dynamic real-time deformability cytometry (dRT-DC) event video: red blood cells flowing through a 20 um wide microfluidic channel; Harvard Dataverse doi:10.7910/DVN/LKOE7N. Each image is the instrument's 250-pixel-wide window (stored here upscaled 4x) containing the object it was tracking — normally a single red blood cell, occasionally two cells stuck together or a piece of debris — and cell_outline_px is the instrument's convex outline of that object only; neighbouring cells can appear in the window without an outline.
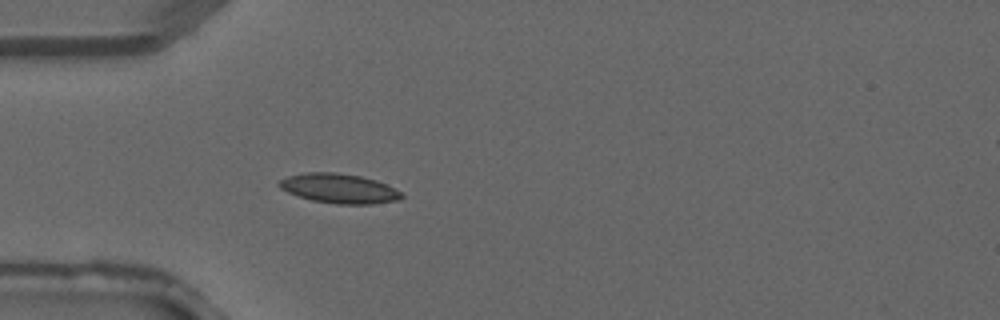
{"species": "common noctule bat (a hibernating species)", "species_latin": "Nyctalus noctula", "temperature_condition": "warm", "stored_images_in_passage": 2, "camera_frame_rate_fps": 3000, "um_per_image_px": 0.085, "animal": {"sex": "male", "forearm_length_mm": 52.5}, "frame": {"image": 1, "passage_image": 2, "time_ms": 0.333, "image_size_px": [1000, 320], "cell_outline_px": [[404, 196], [400, 200], [372, 204], [336, 204], [312, 200], [288, 192], [280, 188], [276, 184], [280, 180], [288, 176], [308, 172], [336, 172], [360, 176], [376, 180], [400, 192]], "centroid_in_image_um": [28.81, 16.02], "position_along_channel_um": 56.2, "area_um2": 20.92}}